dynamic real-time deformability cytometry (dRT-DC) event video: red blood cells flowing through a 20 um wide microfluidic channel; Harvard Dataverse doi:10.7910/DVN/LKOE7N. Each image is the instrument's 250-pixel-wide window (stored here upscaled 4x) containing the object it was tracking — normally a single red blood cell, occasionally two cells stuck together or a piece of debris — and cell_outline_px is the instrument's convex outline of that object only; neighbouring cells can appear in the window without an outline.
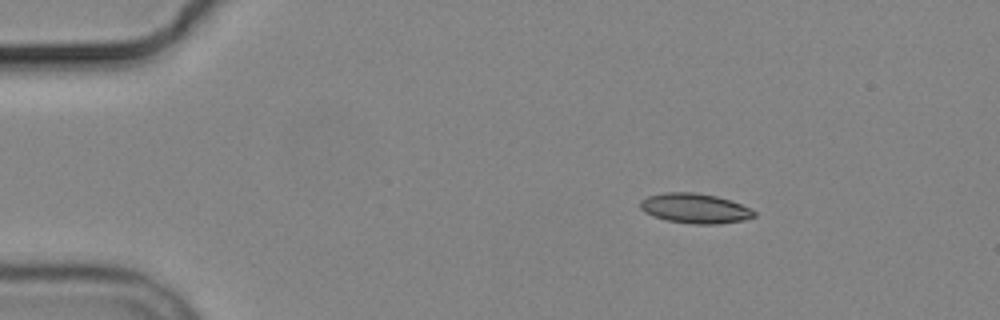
{"species": "common noctule bat (a hibernating species)", "species_latin": "Nyctalus noctula", "temperature_condition": "cold", "stored_images_in_passage": 4, "camera_frame_rate_fps": 3000, "um_per_image_px": 0.085, "animal": {"sex": "male", "body_mass_g": 19.2, "forearm_length_mm": 51.8}, "frame": {"image": 1, "passage_image": 1, "time_ms": 0.0, "image_size_px": [1000, 320], "cell_outline_px": [[756, 216], [744, 220], [716, 224], [692, 224], [668, 220], [652, 216], [644, 212], [640, 208], [640, 200], [648, 196], [664, 192], [692, 192], [716, 196], [740, 204], [756, 212]], "centroid_in_image_um": [59.04, 17.71], "position_along_channel_um": 26.0, "area_um2": 19.71}}
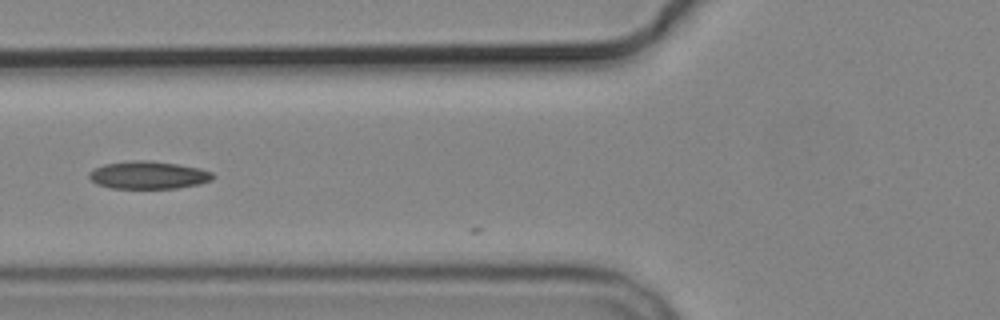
{"frame": {"image": 2, "passage_image": 4, "time_ms": 4.333, "image_size_px": [1000, 320], "cell_outline_px": [[216, 176], [212, 180], [200, 184], [176, 188], [112, 188], [96, 184], [88, 176], [88, 172], [104, 164], [132, 160], [148, 160], [176, 164], [200, 168], [212, 172]], "centroid_in_image_um": [12.63, 14.88], "position_along_channel_um": 113.2, "area_um2": 20.0}}